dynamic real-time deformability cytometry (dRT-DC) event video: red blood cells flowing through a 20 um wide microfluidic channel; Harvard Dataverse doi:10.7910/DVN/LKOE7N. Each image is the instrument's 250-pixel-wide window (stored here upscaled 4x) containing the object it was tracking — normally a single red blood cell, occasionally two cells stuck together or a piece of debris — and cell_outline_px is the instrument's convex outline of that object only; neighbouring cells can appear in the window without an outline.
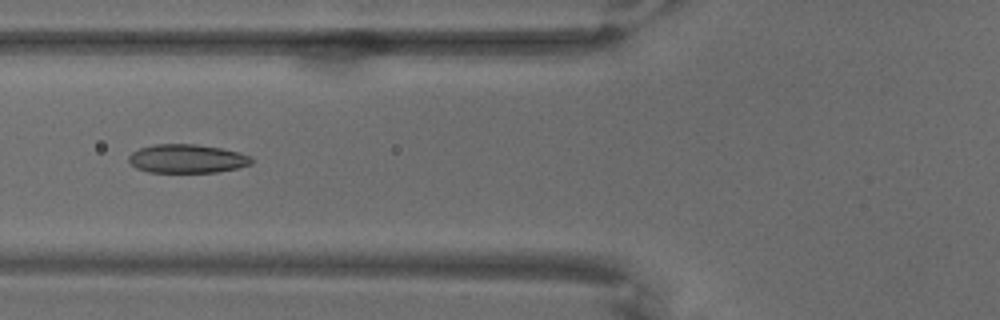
{"species": "common noctule bat (a hibernating species)", "species_latin": "Nyctalus noctula", "temperature_condition": "warm", "stored_images_in_passage": 68, "camera_frame_rate_fps": 3000, "um_per_image_px": 0.085, "animal": {"sex": "male", "body_mass_g": 18.8}, "frame": {"image": 1, "passage_image": 27, "time_ms": 8.667, "image_size_px": [1000, 320], "cell_outline_px": [[252, 164], [236, 168], [216, 172], [148, 172], [136, 168], [128, 160], [128, 156], [132, 152], [140, 148], [152, 144], [192, 144], [220, 148], [240, 152], [252, 156]], "centroid_in_image_um": [15.89, 13.48], "position_along_channel_um": 109.9, "area_um2": 20.52}}
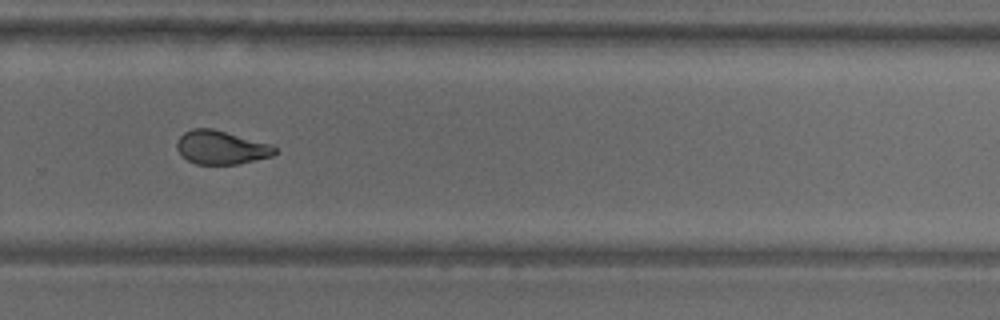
{"frame": {"image": 2, "passage_image": 47, "time_ms": 15.333, "image_size_px": [1000, 320], "cell_outline_px": [[280, 152], [272, 156], [256, 160], [236, 164], [196, 164], [180, 156], [176, 148], [176, 140], [184, 132], [192, 128], [212, 128], [272, 144]], "centroid_in_image_um": [18.79, 12.53], "position_along_channel_um": 311.0, "area_um2": 19.48}}
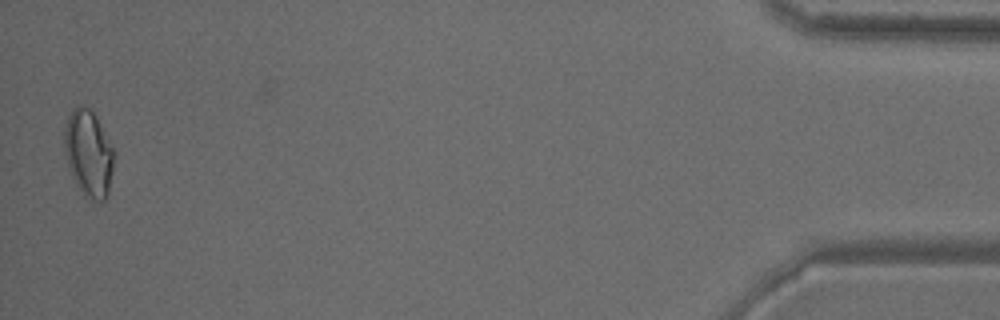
{"frame": {"image": 3, "passage_image": 67, "time_ms": 22.0, "image_size_px": [1000, 320], "cell_outline_px": [[112, 172], [108, 192], [104, 200], [92, 200], [80, 188], [72, 176], [64, 152], [64, 132], [68, 116], [72, 108], [76, 104], [80, 104], [92, 108], [112, 148]], "centroid_in_image_um": [7.49, 12.95], "position_along_channel_um": 427.7, "area_um2": 24.51}}